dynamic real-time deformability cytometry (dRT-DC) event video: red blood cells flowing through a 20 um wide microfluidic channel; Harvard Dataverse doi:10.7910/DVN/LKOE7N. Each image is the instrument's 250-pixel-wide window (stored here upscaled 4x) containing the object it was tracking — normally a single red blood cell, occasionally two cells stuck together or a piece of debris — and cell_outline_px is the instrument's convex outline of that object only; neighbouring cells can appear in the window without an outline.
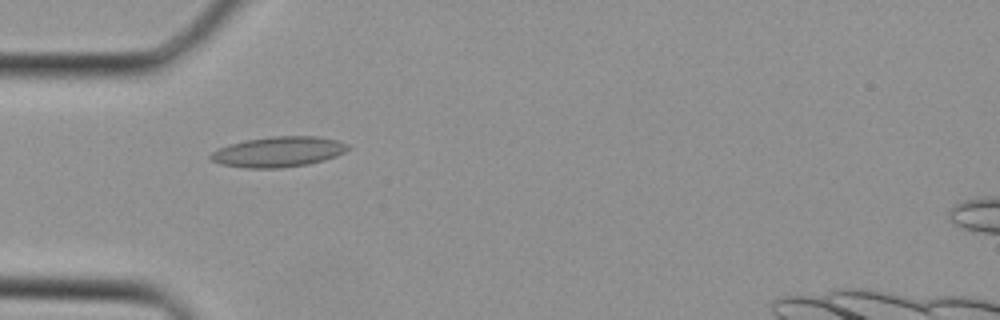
{"species": "Egyptian fruit bat (a non-hibernating species)", "species_latin": "Rousettus aegyptiacus", "temperature_condition": "cold", "stored_images_in_passage": 33, "camera_frame_rate_fps": 3000, "um_per_image_px": 0.085, "animal": {"sex": "female"}, "frame": {"image": 1, "passage_image": 8, "time_ms": 2.333, "image_size_px": [1000, 320], "cell_outline_px": [[348, 148], [344, 152], [336, 156], [324, 160], [308, 164], [284, 168], [244, 168], [220, 164], [208, 160], [208, 156], [212, 152], [228, 144], [244, 140], [272, 136], [316, 136], [336, 140], [348, 144]], "centroid_in_image_um": [23.61, 12.91], "position_along_channel_um": 61.4, "area_um2": 24.45}}
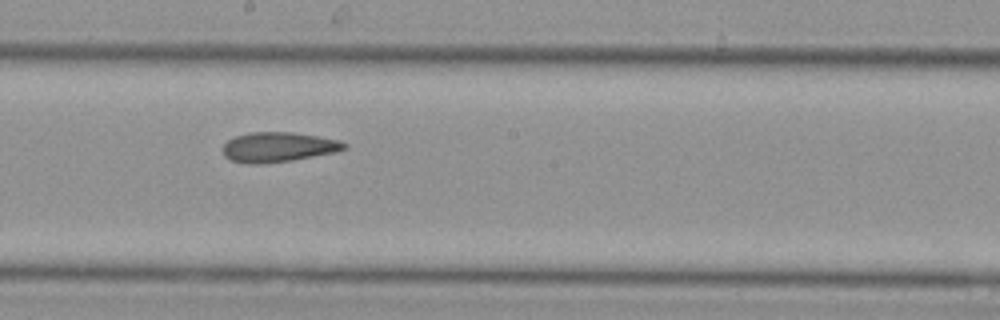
{"frame": {"image": 2, "passage_image": 17, "time_ms": 5.333, "image_size_px": [1000, 320], "cell_outline_px": [[348, 148], [336, 152], [292, 160], [264, 164], [244, 164], [228, 160], [224, 156], [224, 144], [228, 140], [236, 136], [252, 132], [292, 132], [340, 140], [348, 144]], "centroid_in_image_um": [23.65, 12.52], "position_along_channel_um": 224.5, "area_um2": 21.27}}
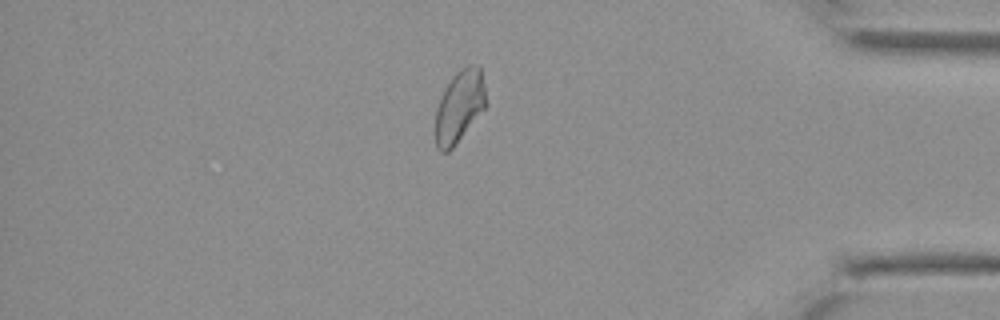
{"frame": {"image": 3, "passage_image": 28, "time_ms": 9.0, "image_size_px": [1000, 320], "cell_outline_px": [[484, 108], [456, 144], [448, 152], [440, 152], [436, 148], [436, 108], [444, 88], [452, 76], [460, 68], [468, 64], [472, 64], [480, 68], [484, 84]], "centroid_in_image_um": [39.01, 9.04], "position_along_channel_um": 396.2, "area_um2": 20.92}}